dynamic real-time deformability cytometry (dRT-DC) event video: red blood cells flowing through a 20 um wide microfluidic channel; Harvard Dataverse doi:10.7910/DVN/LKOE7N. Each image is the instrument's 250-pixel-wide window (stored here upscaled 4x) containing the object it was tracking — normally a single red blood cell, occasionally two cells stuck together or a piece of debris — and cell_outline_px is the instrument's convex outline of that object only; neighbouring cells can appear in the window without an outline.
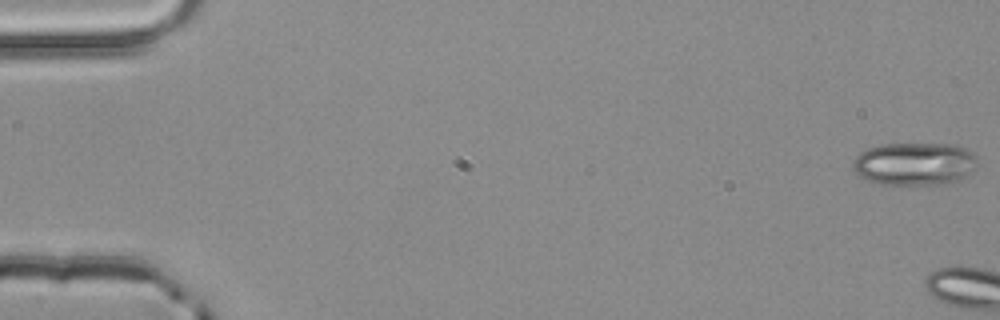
{"species": "common noctule bat (a hibernating species)", "species_latin": "Nyctalus noctula", "temperature_condition": "room temperature", "stored_images_in_passage": 5, "camera_frame_rate_fps": 3000, "um_per_image_px": 0.085, "animal": {"sex": "male", "body_mass_g": 20.4}, "frame": {"image": 1, "passage_image": 1, "time_ms": 0.0, "image_size_px": [1000, 320], "cell_outline_px": [[976, 164], [960, 180], [940, 184], [880, 184], [868, 180], [860, 176], [852, 168], [852, 160], [860, 152], [868, 148], [880, 144], [956, 144], [972, 152], [976, 156]], "centroid_in_image_um": [77.69, 13.91], "position_along_channel_um": 7.3, "area_um2": 30.98}}
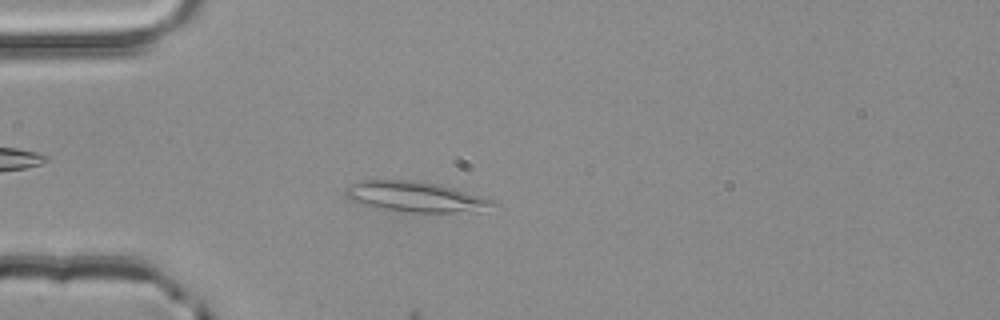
{"frame": {"image": 2, "passage_image": 5, "time_ms": 1.333, "image_size_px": [1000, 320], "cell_outline_px": [[500, 204], [476, 212], [412, 212], [384, 208], [360, 204], [352, 200], [344, 192], [344, 188], [360, 180], [420, 180], [440, 184], [480, 196], [492, 200]], "centroid_in_image_um": [35.34, 16.71], "position_along_channel_um": 49.7, "area_um2": 25.95}}